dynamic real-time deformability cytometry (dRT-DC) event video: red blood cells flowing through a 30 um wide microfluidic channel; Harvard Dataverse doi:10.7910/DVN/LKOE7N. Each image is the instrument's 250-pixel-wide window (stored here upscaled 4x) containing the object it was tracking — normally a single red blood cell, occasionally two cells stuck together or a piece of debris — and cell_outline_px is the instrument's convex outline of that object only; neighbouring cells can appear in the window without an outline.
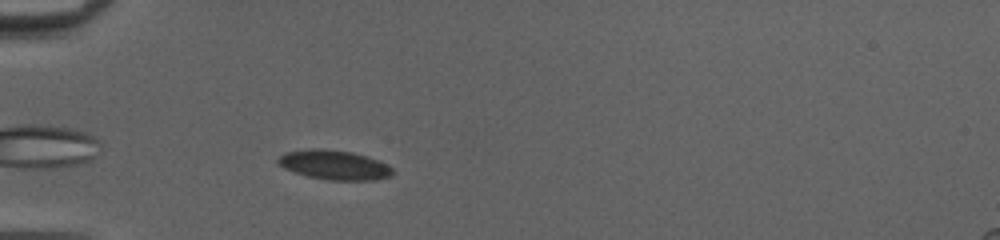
{"species": "common noctule bat (a hibernating species)", "species_latin": "Nyctalus noctula", "temperature_condition": "cold", "stored_images_in_passage": 40, "camera_frame_rate_fps": 3000, "um_per_image_px": 0.085, "animal": {"sex": "female", "body_mass_g": 20.0, "forearm_length_mm": 54.0}, "frame": {"image": 1, "passage_image": 3, "time_ms": 0.667, "image_size_px": [1000, 240], "cell_outline_px": [[396, 172], [392, 176], [376, 180], [328, 180], [308, 176], [284, 168], [276, 164], [276, 160], [284, 152], [312, 148], [320, 148], [352, 152], [376, 160], [392, 168]], "centroid_in_image_um": [28.39, 14.02], "position_along_channel_um": 56.6, "area_um2": 19.65}}
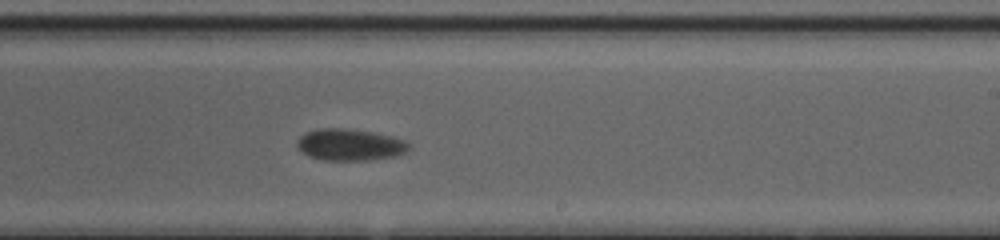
{"frame": {"image": 2, "passage_image": 20, "time_ms": 6.333, "image_size_px": [1000, 240], "cell_outline_px": [[408, 152], [396, 156], [368, 160], [320, 160], [308, 156], [296, 148], [296, 140], [304, 132], [316, 128], [344, 128], [372, 132], [392, 136], [404, 140], [408, 144]], "centroid_in_image_um": [29.68, 12.3], "position_along_channel_um": 259.3, "area_um2": 20.92}}
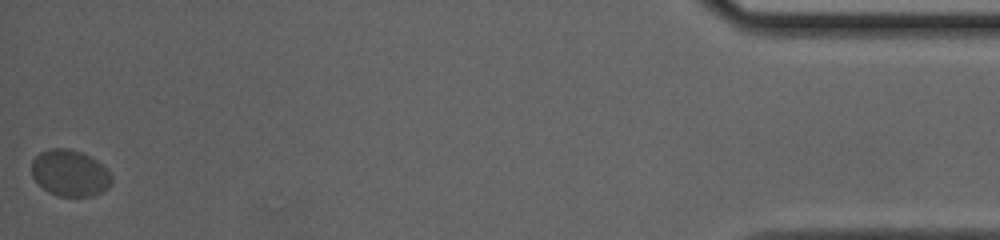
{"frame": {"image": 3, "passage_image": 40, "time_ms": 13.0, "image_size_px": [1000, 240], "cell_outline_px": [[112, 184], [108, 188], [92, 196], [56, 196], [48, 192], [32, 176], [32, 160], [40, 152], [48, 148], [68, 148], [92, 156], [112, 176]], "centroid_in_image_um": [5.94, 14.7], "position_along_channel_um": 429.3, "area_um2": 21.62}, "authors_computed_cell_mechanics": {"area_um2": 20.9525, "velocity_mm_per_s": 3.8362, "shape_relaxation_time_tau1_ms": 2.1858, "shape_relaxation_time_tau2_ms": null, "deformation_change_tau1": 0.0514, "deformation_change_tau2": null}}